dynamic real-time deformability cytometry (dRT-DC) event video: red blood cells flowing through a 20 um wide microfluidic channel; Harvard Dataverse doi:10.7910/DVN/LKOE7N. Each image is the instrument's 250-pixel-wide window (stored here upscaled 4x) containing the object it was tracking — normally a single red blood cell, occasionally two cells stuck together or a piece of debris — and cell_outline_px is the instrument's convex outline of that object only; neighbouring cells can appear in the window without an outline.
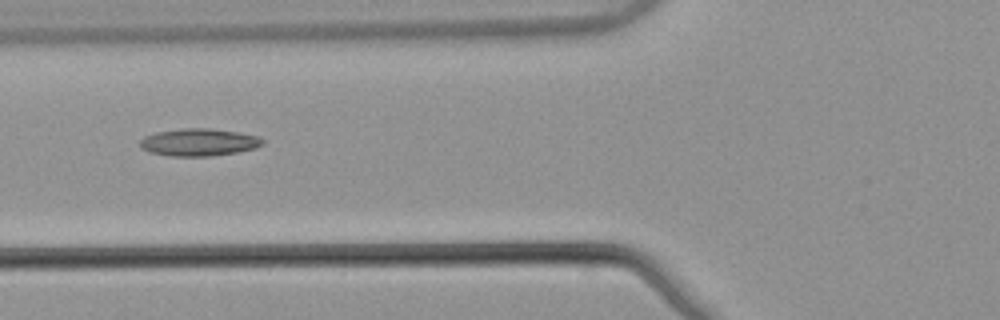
{"species": "common noctule bat (a hibernating species)", "species_latin": "Nyctalus noctula", "temperature_condition": "warm", "stored_images_in_passage": 6, "camera_frame_rate_fps": 3000, "um_per_image_px": 0.085, "animal": {"sex": "male", "body_mass_g": 21.5, "forearm_length_mm": 52.0}, "frame": {"image": 1, "passage_image": 6, "time_ms": 1.667, "image_size_px": [1000, 320], "cell_outline_px": [[264, 144], [256, 148], [236, 152], [212, 156], [168, 156], [148, 152], [140, 148], [140, 140], [144, 136], [156, 132], [180, 128], [208, 128], [240, 132], [260, 136], [264, 140]], "centroid_in_image_um": [16.9, 12.09], "position_along_channel_um": 108.9, "area_um2": 19.88}}